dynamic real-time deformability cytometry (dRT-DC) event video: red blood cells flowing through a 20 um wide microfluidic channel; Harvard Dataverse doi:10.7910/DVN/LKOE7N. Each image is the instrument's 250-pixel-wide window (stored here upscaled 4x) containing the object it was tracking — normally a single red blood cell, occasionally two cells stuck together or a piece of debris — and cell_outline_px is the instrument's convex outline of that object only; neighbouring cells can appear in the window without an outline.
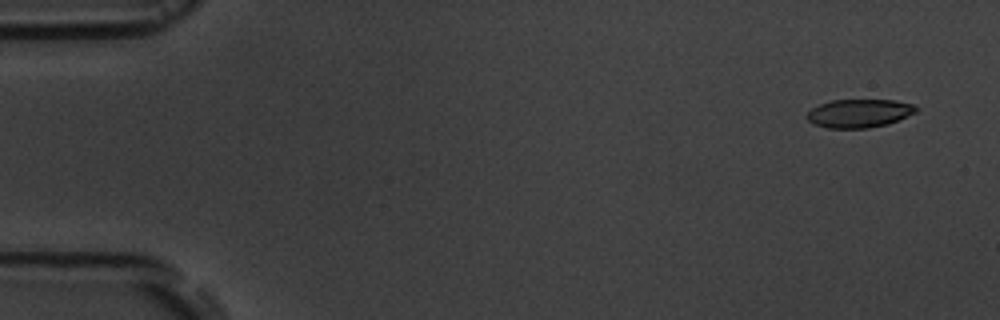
{"species": "common noctule bat (a hibernating species)", "species_latin": "Nyctalus noctula", "temperature_condition": "room temperature", "stored_images_in_passage": 3, "camera_frame_rate_fps": 3000, "um_per_image_px": 0.085, "animal": {"sex": "male", "body_mass_g": 19.5, "forearm_length_mm": 54.6}, "frame": {"image": 1, "passage_image": 1, "time_ms": 0.0, "image_size_px": [1000, 320], "cell_outline_px": [[916, 112], [888, 124], [868, 128], [828, 128], [816, 124], [808, 120], [804, 116], [812, 108], [820, 104], [832, 100], [896, 100], [912, 104], [916, 108]], "centroid_in_image_um": [73.01, 9.63], "position_along_channel_um": 12.0, "area_um2": 17.92}}